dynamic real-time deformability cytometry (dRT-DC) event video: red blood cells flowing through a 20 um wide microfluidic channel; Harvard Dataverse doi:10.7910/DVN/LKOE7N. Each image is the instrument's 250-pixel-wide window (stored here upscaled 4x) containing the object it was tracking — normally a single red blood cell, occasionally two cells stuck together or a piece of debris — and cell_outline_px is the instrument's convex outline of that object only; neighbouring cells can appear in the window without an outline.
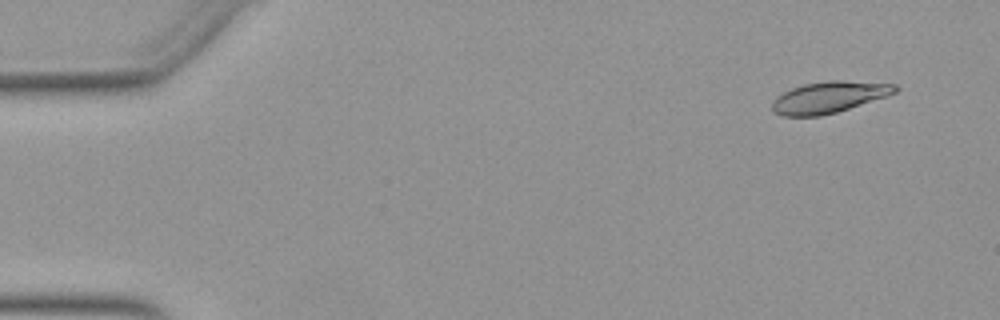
{"species": "Egyptian fruit bat (a non-hibernating species)", "species_latin": "Rousettus aegyptiacus", "temperature_condition": "warm", "stored_images_in_passage": 53, "camera_frame_rate_fps": 3000, "um_per_image_px": 0.085, "animal": {"sex": "female"}, "frame": {"image": 1, "passage_image": 4, "time_ms": 1.0, "image_size_px": [1000, 320], "cell_outline_px": [[900, 88], [896, 92], [836, 112], [820, 116], [784, 116], [776, 112], [772, 108], [772, 104], [776, 96], [792, 88], [804, 84], [828, 80], [840, 80], [896, 84]], "centroid_in_image_um": [70.45, 8.25], "position_along_channel_um": 14.6, "area_um2": 22.14}}
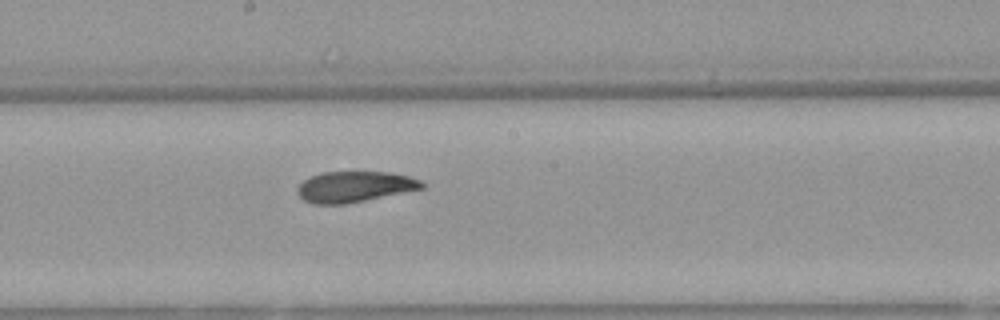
{"frame": {"image": 2, "passage_image": 29, "time_ms": 9.333, "image_size_px": [1000, 320], "cell_outline_px": [[424, 188], [344, 204], [312, 204], [304, 200], [296, 192], [296, 188], [304, 180], [320, 172], [388, 172], [408, 176], [420, 180], [424, 184]], "centroid_in_image_um": [30.1, 15.87], "position_along_channel_um": 218.1, "area_um2": 22.14}}
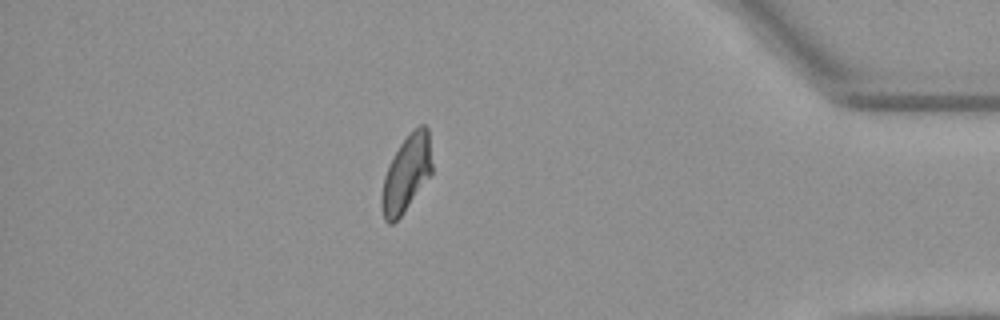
{"frame": {"image": 3, "passage_image": 46, "time_ms": 15.0, "image_size_px": [1000, 320], "cell_outline_px": [[432, 172], [400, 216], [392, 224], [388, 224], [384, 220], [380, 204], [380, 196], [384, 176], [400, 144], [408, 132], [412, 128], [420, 124], [424, 124], [428, 128], [432, 164]], "centroid_in_image_um": [34.53, 14.73], "position_along_channel_um": 400.7, "area_um2": 22.25}, "authors_computed_cell_mechanics": {"area_um2": 23.0044, "velocity_mm_per_s": 3.9077, "shape_relaxation_time_tau1_ms": 5.538, "shape_relaxation_time_tau2_ms": 3.3109, "deformation_change_tau1": 0.1771, "deformation_change_tau2": 0.0662}}